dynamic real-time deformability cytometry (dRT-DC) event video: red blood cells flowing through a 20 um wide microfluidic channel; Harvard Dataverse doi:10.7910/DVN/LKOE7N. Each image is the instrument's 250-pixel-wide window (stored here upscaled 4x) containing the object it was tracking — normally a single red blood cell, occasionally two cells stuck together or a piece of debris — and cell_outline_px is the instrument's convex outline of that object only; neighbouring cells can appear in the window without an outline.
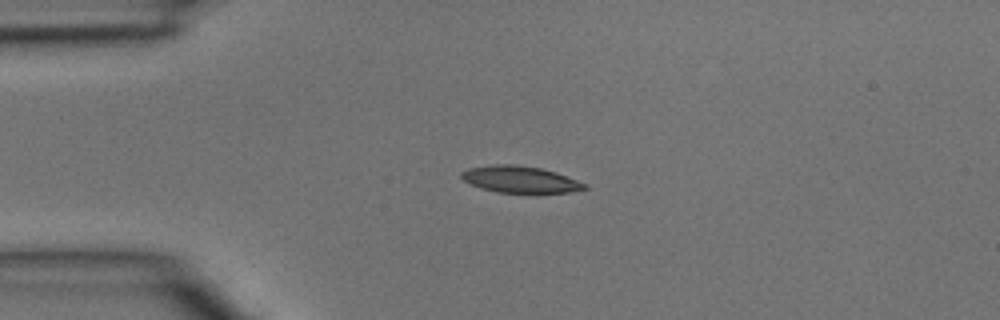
{"species": "common noctule bat (a hibernating species)", "species_latin": "Nyctalus noctula", "temperature_condition": "room temperature", "stored_images_in_passage": 2, "camera_frame_rate_fps": 3000, "um_per_image_px": 0.085, "animal": {"sex": "male", "body_mass_g": 15.6}, "frame": {"image": 1, "passage_image": 1, "time_ms": 0.0, "image_size_px": [1000, 320], "cell_outline_px": [[588, 188], [568, 192], [496, 192], [480, 188], [464, 180], [460, 176], [460, 172], [468, 168], [492, 164], [512, 164], [540, 168], [556, 172], [588, 184]], "centroid_in_image_um": [44.19, 15.24], "position_along_channel_um": 40.8, "area_um2": 19.02}}